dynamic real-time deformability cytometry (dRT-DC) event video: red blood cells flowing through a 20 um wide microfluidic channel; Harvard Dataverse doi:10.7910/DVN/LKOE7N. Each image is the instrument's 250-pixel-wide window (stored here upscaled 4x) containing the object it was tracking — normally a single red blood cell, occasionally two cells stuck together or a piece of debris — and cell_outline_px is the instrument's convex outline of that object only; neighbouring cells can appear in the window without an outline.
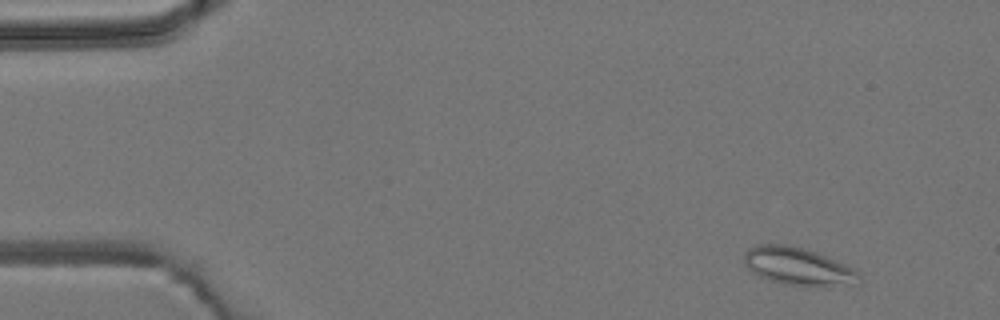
{"species": "common noctule bat (a hibernating species)", "species_latin": "Nyctalus noctula", "temperature_condition": "room temperature", "stored_images_in_passage": 5, "camera_frame_rate_fps": 3000, "um_per_image_px": 0.085, "animal": {"sex": "male", "body_mass_g": 19.2, "forearm_length_mm": 51.8}, "frame": {"image": 1, "passage_image": 2, "time_ms": 1.0, "image_size_px": [1000, 320], "cell_outline_px": [[860, 284], [808, 288], [788, 284], [772, 280], [760, 276], [752, 272], [744, 264], [744, 252], [748, 248], [756, 244], [788, 244], [804, 248], [816, 252], [848, 264], [856, 272]], "centroid_in_image_um": [67.84, 22.65], "position_along_channel_um": 17.2, "area_um2": 25.66}}